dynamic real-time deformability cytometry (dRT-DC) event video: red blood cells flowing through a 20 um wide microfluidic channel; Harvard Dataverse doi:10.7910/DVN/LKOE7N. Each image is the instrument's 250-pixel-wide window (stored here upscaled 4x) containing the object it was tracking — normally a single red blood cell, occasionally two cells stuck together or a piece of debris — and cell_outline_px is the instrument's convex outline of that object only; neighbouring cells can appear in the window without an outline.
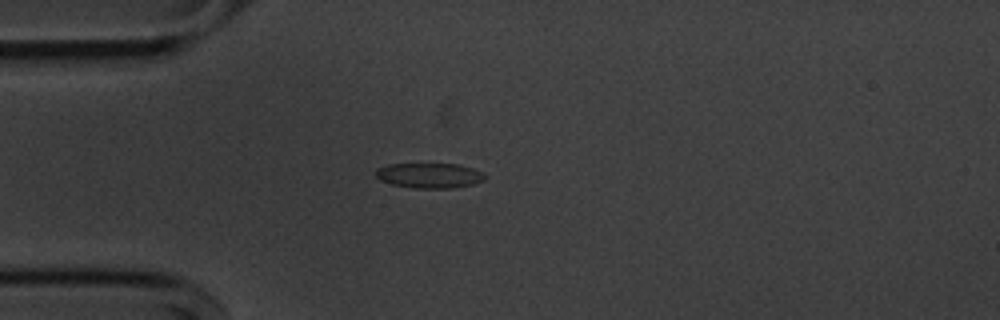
{"species": "common noctule bat (a hibernating species)", "species_latin": "Nyctalus noctula", "temperature_condition": "cold", "stored_images_in_passage": 42, "camera_frame_rate_fps": 3000, "um_per_image_px": 0.085, "animal": {"sex": "male", "body_mass_g": 20.1, "forearm_length_mm": 53.5}, "frame": {"image": 1, "passage_image": 1, "time_ms": 0.0, "image_size_px": [1000, 320], "cell_outline_px": [[484, 180], [472, 184], [452, 188], [416, 188], [392, 184], [380, 180], [376, 176], [376, 168], [388, 164], [456, 164], [472, 168], [480, 172], [484, 176]], "centroid_in_image_um": [36.45, 14.91], "position_along_channel_um": 48.5, "area_um2": 15.72}}
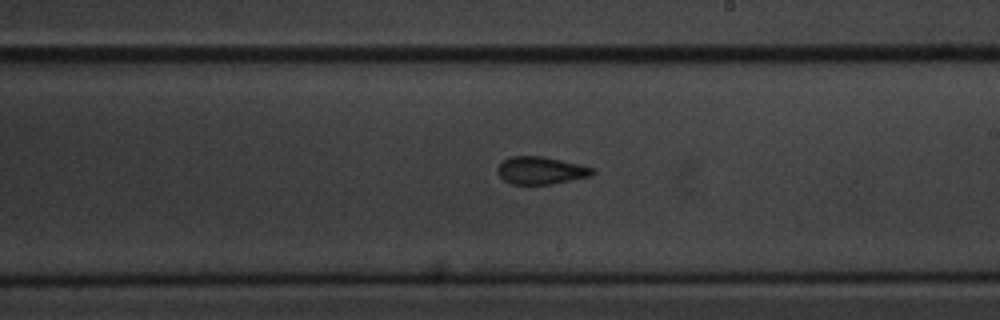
{"frame": {"image": 2, "passage_image": 18, "time_ms": 5.667, "image_size_px": [1000, 320], "cell_outline_px": [[596, 172], [588, 176], [552, 184], [512, 184], [504, 180], [500, 176], [496, 168], [504, 160], [512, 156], [544, 156], [580, 164], [596, 168]], "centroid_in_image_um": [45.99, 14.48], "position_along_channel_um": 243.0, "area_um2": 15.2}}
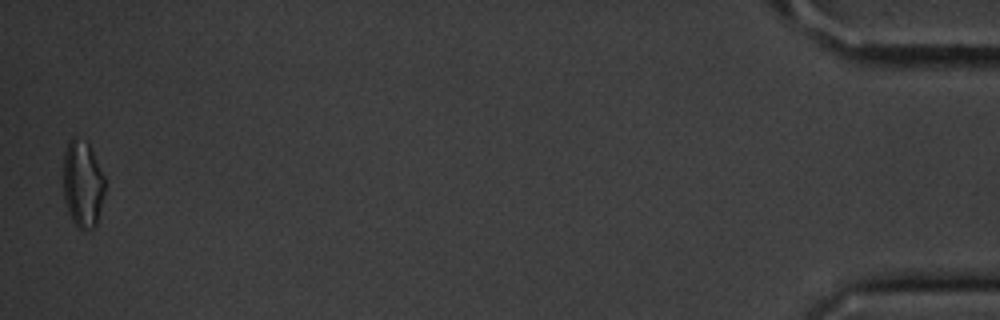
{"frame": {"image": 3, "passage_image": 41, "time_ms": 13.333, "image_size_px": [1000, 320], "cell_outline_px": [[104, 196], [96, 224], [92, 228], [84, 232], [72, 220], [68, 212], [64, 200], [64, 152], [68, 140], [72, 136], [76, 136], [88, 140], [104, 176]], "centroid_in_image_um": [7.02, 15.58], "position_along_channel_um": 428.2, "area_um2": 21.39}, "authors_computed_cell_mechanics": {"area_um2": 15.7794, "velocity_mm_per_s": 3.6207, "shape_relaxation_time_tau1_ms": 6.6833, "shape_relaxation_time_tau2_ms": 2.0262, "deformation_change_tau1": 0.1459, "deformation_change_tau2": 0.0894}}